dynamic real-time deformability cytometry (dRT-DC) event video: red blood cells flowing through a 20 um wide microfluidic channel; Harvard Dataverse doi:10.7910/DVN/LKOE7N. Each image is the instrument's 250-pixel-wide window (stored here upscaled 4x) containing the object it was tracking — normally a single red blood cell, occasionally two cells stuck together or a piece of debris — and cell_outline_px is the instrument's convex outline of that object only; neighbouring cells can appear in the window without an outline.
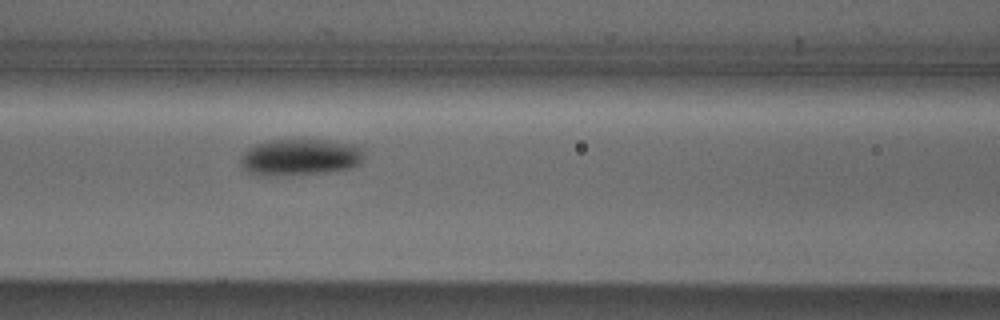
{"species": "Egyptian fruit bat (a non-hibernating species)", "species_latin": "Rousettus aegyptiacus", "temperature_condition": "cold", "stored_images_in_passage": 4, "camera_frame_rate_fps": 3000, "um_per_image_px": 0.085, "animal": {"sex": "male"}, "frame": {"image": 1, "passage_image": 4, "time_ms": 4.333, "image_size_px": [1000, 320], "cell_outline_px": [[364, 156], [360, 164], [352, 168], [324, 172], [248, 172], [240, 164], [240, 156], [248, 148], [256, 144], [268, 140], [292, 136], [328, 140], [360, 144], [364, 148]], "centroid_in_image_um": [25.62, 13.23], "position_along_channel_um": 141.0, "area_um2": 26.36}}